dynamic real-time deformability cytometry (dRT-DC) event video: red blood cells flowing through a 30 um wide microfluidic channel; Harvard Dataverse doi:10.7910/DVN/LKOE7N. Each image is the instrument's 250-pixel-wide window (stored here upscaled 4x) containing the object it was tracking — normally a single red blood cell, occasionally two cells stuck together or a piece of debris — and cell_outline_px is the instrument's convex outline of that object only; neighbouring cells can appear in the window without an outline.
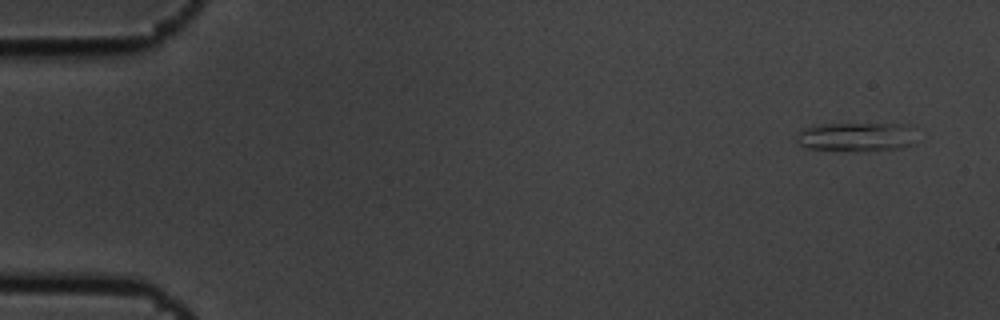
{"species": "common noctule bat (a hibernating species)", "species_latin": "Nyctalus noctula", "temperature_condition": "cold", "stored_images_in_passage": 3, "camera_frame_rate_fps": 3000, "um_per_image_px": 0.085, "animal": {"sex": "male", "body_mass_g": 19.5, "forearm_length_mm": 54.6}, "frame": {"image": 1, "passage_image": 1, "time_ms": 0.0, "image_size_px": [1000, 320], "cell_outline_px": [[912, 144], [900, 148], [852, 152], [808, 148], [800, 144], [796, 140], [796, 136], [800, 128], [812, 124], [912, 124]], "centroid_in_image_um": [72.7, 11.63], "position_along_channel_um": 12.3, "area_um2": 20.58}}